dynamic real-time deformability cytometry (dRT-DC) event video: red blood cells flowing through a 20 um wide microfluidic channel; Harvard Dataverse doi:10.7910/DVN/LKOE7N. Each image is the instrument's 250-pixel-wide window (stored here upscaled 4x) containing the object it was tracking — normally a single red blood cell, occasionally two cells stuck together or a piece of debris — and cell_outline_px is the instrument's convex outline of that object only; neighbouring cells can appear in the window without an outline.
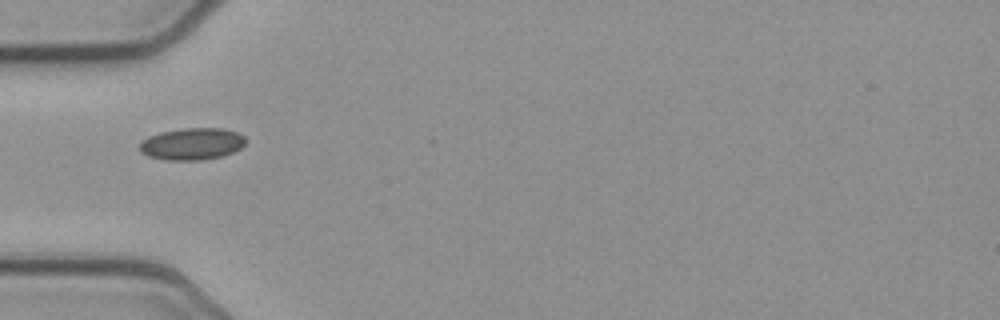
{"species": "common noctule bat (a hibernating species)", "species_latin": "Nyctalus noctula", "temperature_condition": "cold", "stored_images_in_passage": 12, "camera_frame_rate_fps": 3000, "um_per_image_px": 0.085, "animal": {"sex": "female", "body_mass_g": 21.9}, "frame": {"image": 1, "passage_image": 1, "time_ms": 0.0, "image_size_px": [1000, 320], "cell_outline_px": [[244, 144], [240, 148], [232, 152], [220, 156], [204, 160], [168, 160], [148, 156], [140, 152], [140, 144], [148, 136], [160, 132], [184, 128], [224, 128], [236, 132], [244, 136]], "centroid_in_image_um": [16.31, 12.23], "position_along_channel_um": 68.7, "area_um2": 19.59}}
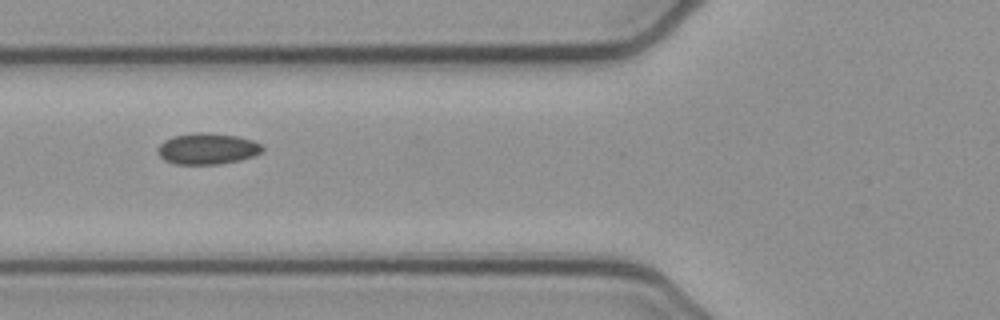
{"frame": {"image": 2, "passage_image": 4, "time_ms": 1.0, "image_size_px": [1000, 320], "cell_outline_px": [[264, 152], [240, 160], [220, 164], [176, 164], [164, 160], [156, 152], [156, 148], [164, 140], [172, 136], [192, 132], [208, 132], [236, 136], [252, 140], [260, 144], [264, 148]], "centroid_in_image_um": [17.6, 12.63], "position_along_channel_um": 108.2, "area_um2": 19.25}}
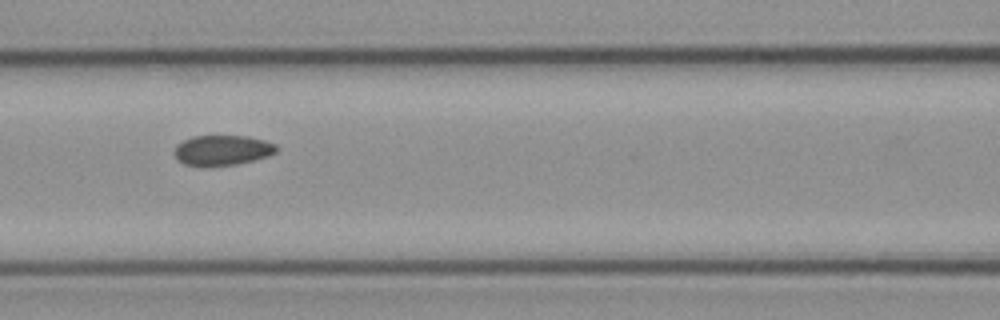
{"frame": {"image": 3, "passage_image": 7, "time_ms": 2.0, "image_size_px": [1000, 320], "cell_outline_px": [[280, 148], [276, 152], [268, 156], [236, 164], [184, 164], [176, 160], [172, 152], [176, 144], [192, 136], [248, 136], [264, 140], [276, 144]], "centroid_in_image_um": [18.89, 12.74], "position_along_channel_um": 147.7, "area_um2": 17.74}}